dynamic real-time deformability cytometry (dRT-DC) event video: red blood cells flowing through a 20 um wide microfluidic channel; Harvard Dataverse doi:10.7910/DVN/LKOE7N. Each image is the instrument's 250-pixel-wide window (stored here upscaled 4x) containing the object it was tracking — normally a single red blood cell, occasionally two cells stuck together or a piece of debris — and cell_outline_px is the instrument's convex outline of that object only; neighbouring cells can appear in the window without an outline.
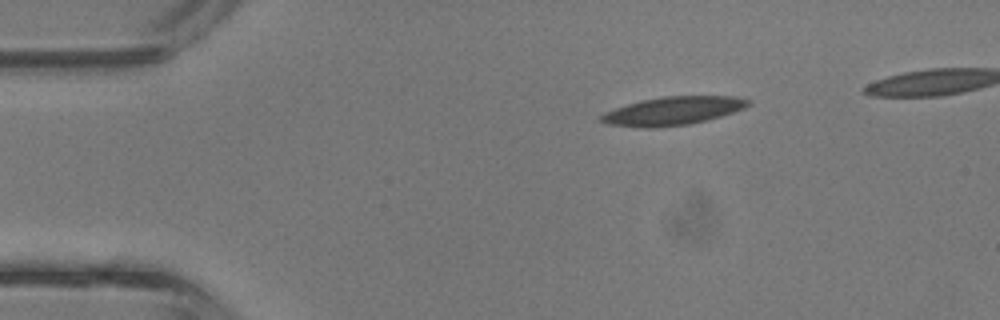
{"species": "common noctule bat (a hibernating species)", "species_latin": "Nyctalus noctula", "temperature_condition": "room temperature", "stored_images_in_passage": 3, "camera_frame_rate_fps": 3000, "um_per_image_px": 0.085, "animal": {"sex": "male", "body_mass_g": 13.3}, "frame": {"image": 1, "passage_image": 3, "time_ms": 0.667, "image_size_px": [1000, 320], "cell_outline_px": [[752, 104], [744, 108], [708, 120], [688, 124], [652, 128], [644, 128], [604, 124], [600, 120], [600, 116], [604, 112], [640, 100], [664, 96], [732, 96], [748, 100]], "centroid_in_image_um": [57.16, 9.43], "position_along_channel_um": 27.8, "area_um2": 24.22}}